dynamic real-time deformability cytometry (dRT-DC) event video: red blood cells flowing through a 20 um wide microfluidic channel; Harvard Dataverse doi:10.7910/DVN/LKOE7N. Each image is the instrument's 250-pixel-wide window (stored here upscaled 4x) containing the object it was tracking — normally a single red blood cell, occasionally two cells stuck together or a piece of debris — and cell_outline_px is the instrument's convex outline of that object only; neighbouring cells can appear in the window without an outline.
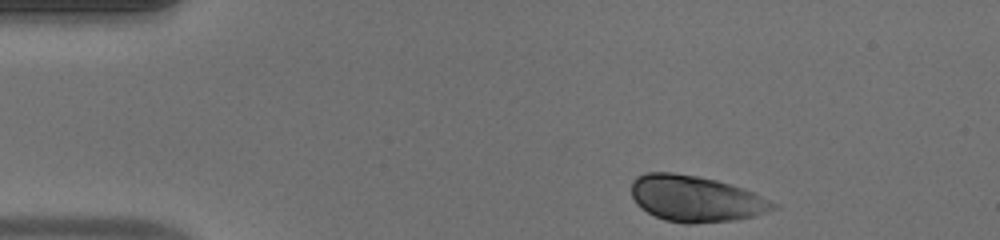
{"species": "human", "species_latin": "Homo sapiens", "temperature_condition": "warm", "stored_images_in_passage": 34, "camera_frame_rate_fps": 3000, "um_per_image_px": 0.085, "donor": {"sex": "male"}, "frame": {"image": 1, "passage_image": 1, "time_ms": 0.0, "image_size_px": [1000, 240], "cell_outline_px": [[780, 208], [756, 216], [732, 220], [692, 224], [684, 224], [664, 220], [640, 208], [636, 204], [632, 196], [632, 180], [636, 176], [648, 172], [672, 172], [696, 176], [716, 180], [752, 192], [780, 204]], "centroid_in_image_um": [59.14, 16.9], "position_along_channel_um": 25.9, "area_um2": 38.21}}
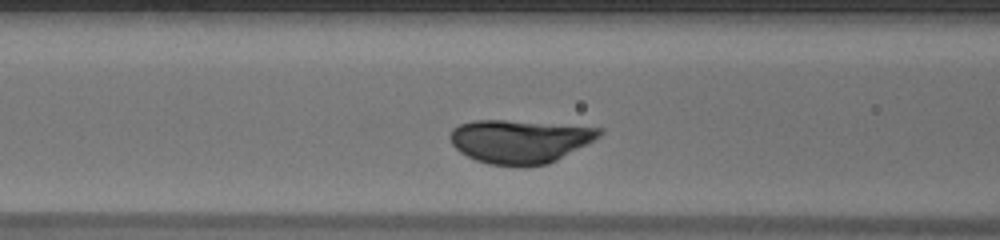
{"frame": {"image": 2, "passage_image": 13, "time_ms": 4.0, "image_size_px": [1000, 240], "cell_outline_px": [[604, 132], [600, 136], [556, 160], [548, 164], [524, 168], [488, 164], [476, 160], [460, 152], [452, 144], [448, 136], [452, 128], [460, 124], [476, 120], [504, 120], [604, 128]], "centroid_in_image_um": [44.15, 12.03], "position_along_channel_um": 122.5, "area_um2": 37.86}}
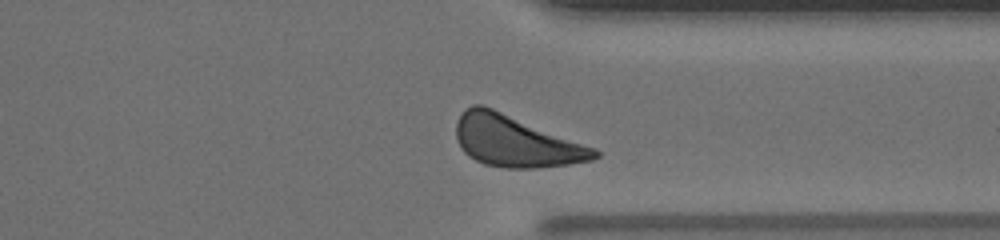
{"frame": {"image": 3, "passage_image": 31, "time_ms": 10.0, "image_size_px": [1000, 240], "cell_outline_px": [[600, 156], [592, 160], [568, 164], [536, 168], [504, 168], [484, 164], [468, 156], [464, 152], [456, 140], [456, 124], [464, 108], [472, 104], [480, 104], [492, 108], [596, 148], [600, 152]], "centroid_in_image_um": [43.82, 12.01], "position_along_channel_um": 367.6, "area_um2": 41.27}, "authors_computed_cell_mechanics": {"area_um2": 37.3099, "velocity_mm_per_s": 4.0999, "shape_relaxation_time_tau1_ms": 1.2024, "shape_relaxation_time_tau2_ms": null, "deformation_change_tau1": 0.1085, "deformation_change_tau2": null}}